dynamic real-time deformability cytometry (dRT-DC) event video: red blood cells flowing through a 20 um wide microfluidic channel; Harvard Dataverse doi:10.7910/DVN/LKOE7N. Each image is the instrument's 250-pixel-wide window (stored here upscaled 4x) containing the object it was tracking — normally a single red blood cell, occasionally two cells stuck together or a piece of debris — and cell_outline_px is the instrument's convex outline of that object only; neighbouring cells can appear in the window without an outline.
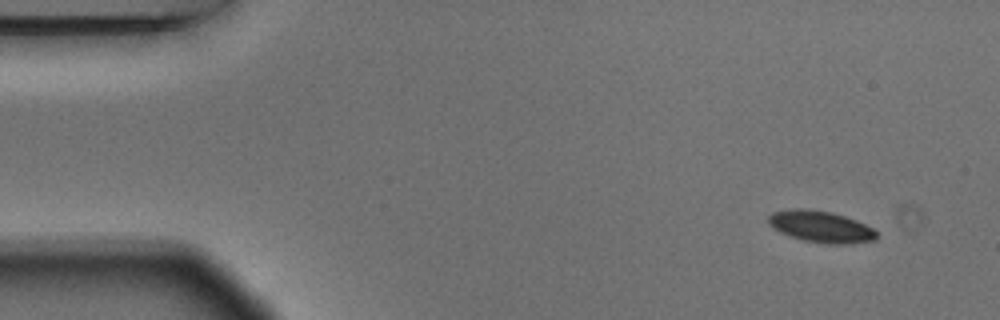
{"species": "Egyptian fruit bat (a non-hibernating species)", "species_latin": "Rousettus aegyptiacus", "temperature_condition": "warm", "stored_images_in_passage": 4, "camera_frame_rate_fps": 3000, "um_per_image_px": 0.085, "animal": {"sex": "male"}, "frame": {"image": 1, "passage_image": 1, "time_ms": 0.0, "image_size_px": [1000, 320], "cell_outline_px": [[880, 236], [872, 240], [844, 244], [828, 244], [804, 240], [788, 236], [772, 228], [768, 224], [768, 216], [772, 212], [792, 208], [804, 208], [832, 212], [856, 220], [872, 228]], "centroid_in_image_um": [69.72, 19.25], "position_along_channel_um": 15.3, "area_um2": 19.94}}
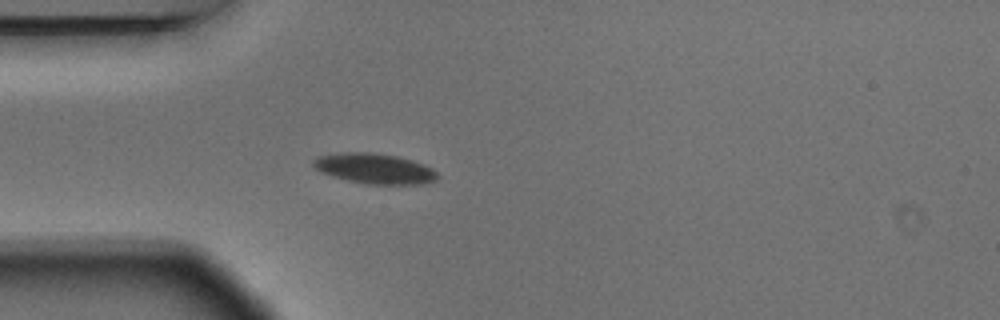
{"frame": {"image": 2, "passage_image": 4, "time_ms": 1.0, "image_size_px": [1000, 320], "cell_outline_px": [[440, 176], [436, 180], [424, 184], [368, 184], [348, 180], [332, 176], [320, 172], [312, 164], [312, 160], [316, 156], [344, 152], [368, 152], [396, 156], [412, 160], [432, 168]], "centroid_in_image_um": [31.83, 14.33], "position_along_channel_um": 53.2, "area_um2": 21.91}}